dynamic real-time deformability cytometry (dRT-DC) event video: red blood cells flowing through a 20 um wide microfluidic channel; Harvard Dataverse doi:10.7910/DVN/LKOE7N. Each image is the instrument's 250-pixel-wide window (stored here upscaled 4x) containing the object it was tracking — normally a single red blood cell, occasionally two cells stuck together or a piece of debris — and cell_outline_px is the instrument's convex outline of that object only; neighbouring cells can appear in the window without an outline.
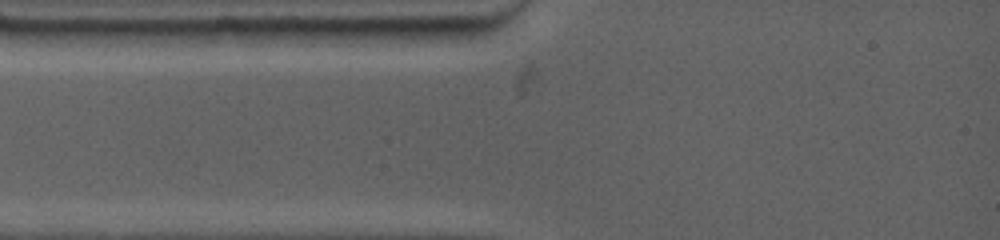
{"species": "common noctule bat (a hibernating species)", "species_latin": "Nyctalus noctula", "temperature_condition": "warm", "stored_images_in_passage": 3, "camera_frame_rate_fps": 4500, "um_per_image_px": 0.085, "animal": {"sex": "female", "body_mass_g": 19.0, "forearm_length_mm": 53.3}, "frame": {"image": 1, "passage_image": 1, "time_ms": 0.0, "image_size_px": [1000, 240], "cell_outline_px": [[472, 36], [456, 44], [312, 44], [308, 40], [300, 28], [464, 28], [472, 32]], "centroid_in_image_um": [32.83, 3.04], "position_along_channel_um": 52.2, "area_um2": 18.67}}